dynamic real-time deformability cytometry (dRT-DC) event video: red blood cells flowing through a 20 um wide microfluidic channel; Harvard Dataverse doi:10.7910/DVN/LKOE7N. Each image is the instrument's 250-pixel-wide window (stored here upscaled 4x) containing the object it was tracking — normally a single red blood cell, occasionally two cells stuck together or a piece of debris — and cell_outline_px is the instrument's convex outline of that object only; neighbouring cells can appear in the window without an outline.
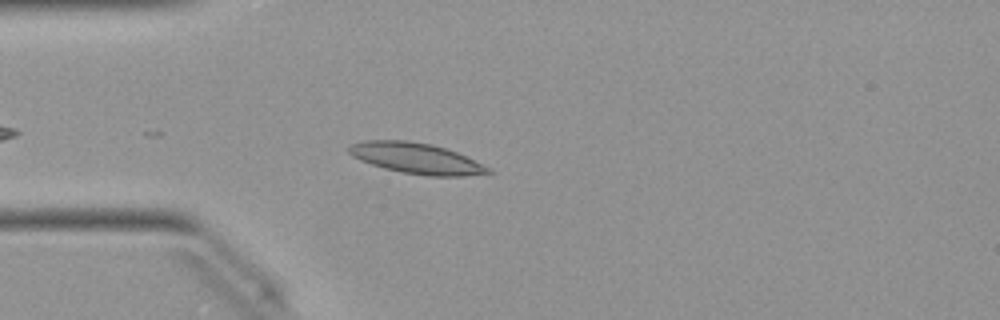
{"species": "Egyptian fruit bat (a non-hibernating species)", "species_latin": "Rousettus aegyptiacus", "temperature_condition": "warm", "stored_images_in_passage": 10, "camera_frame_rate_fps": 3000, "um_per_image_px": 0.085, "animal": {"sex": "female"}, "frame": {"image": 1, "passage_image": 5, "time_ms": 1.333, "image_size_px": [1000, 320], "cell_outline_px": [[496, 172], [464, 176], [428, 176], [400, 172], [384, 168], [360, 160], [352, 156], [348, 152], [348, 144], [364, 140], [408, 140], [432, 144], [456, 152], [492, 168]], "centroid_in_image_um": [35.38, 13.45], "position_along_channel_um": 49.6, "area_um2": 25.14}}